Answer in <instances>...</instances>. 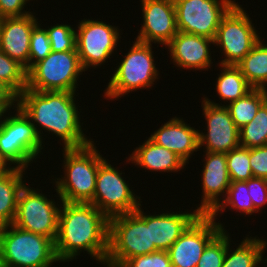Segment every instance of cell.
<instances>
[{
	"mask_svg": "<svg viewBox=\"0 0 267 267\" xmlns=\"http://www.w3.org/2000/svg\"><path fill=\"white\" fill-rule=\"evenodd\" d=\"M75 95L68 91L25 89L17 97V106L31 120L42 142L45 143L42 137L44 130L59 137L63 149L82 148L92 143L93 139L83 133L85 128L82 129Z\"/></svg>",
	"mask_w": 267,
	"mask_h": 267,
	"instance_id": "6da1fadb",
	"label": "cell"
},
{
	"mask_svg": "<svg viewBox=\"0 0 267 267\" xmlns=\"http://www.w3.org/2000/svg\"><path fill=\"white\" fill-rule=\"evenodd\" d=\"M109 218L91 203L61 202L55 253L61 262L77 259L82 251L105 264ZM81 252V253H80Z\"/></svg>",
	"mask_w": 267,
	"mask_h": 267,
	"instance_id": "7a4b0ae2",
	"label": "cell"
},
{
	"mask_svg": "<svg viewBox=\"0 0 267 267\" xmlns=\"http://www.w3.org/2000/svg\"><path fill=\"white\" fill-rule=\"evenodd\" d=\"M95 145L93 141L82 148L62 150L64 176H60L62 179L52 178L58 200L71 203L92 202L99 166L107 159Z\"/></svg>",
	"mask_w": 267,
	"mask_h": 267,
	"instance_id": "3957f363",
	"label": "cell"
},
{
	"mask_svg": "<svg viewBox=\"0 0 267 267\" xmlns=\"http://www.w3.org/2000/svg\"><path fill=\"white\" fill-rule=\"evenodd\" d=\"M151 244L150 215L142 211L109 218L108 254L104 266L120 267L127 259L156 252Z\"/></svg>",
	"mask_w": 267,
	"mask_h": 267,
	"instance_id": "277c9868",
	"label": "cell"
},
{
	"mask_svg": "<svg viewBox=\"0 0 267 267\" xmlns=\"http://www.w3.org/2000/svg\"><path fill=\"white\" fill-rule=\"evenodd\" d=\"M58 261L52 239L13 224L0 227V266L51 267Z\"/></svg>",
	"mask_w": 267,
	"mask_h": 267,
	"instance_id": "5b68a950",
	"label": "cell"
},
{
	"mask_svg": "<svg viewBox=\"0 0 267 267\" xmlns=\"http://www.w3.org/2000/svg\"><path fill=\"white\" fill-rule=\"evenodd\" d=\"M129 50L116 66L117 68L115 67L104 91V97L108 98L107 100L114 98L117 100L138 89H151L160 77L159 68L156 67L154 60L152 44L135 40Z\"/></svg>",
	"mask_w": 267,
	"mask_h": 267,
	"instance_id": "8992f818",
	"label": "cell"
},
{
	"mask_svg": "<svg viewBox=\"0 0 267 267\" xmlns=\"http://www.w3.org/2000/svg\"><path fill=\"white\" fill-rule=\"evenodd\" d=\"M11 113L0 114V151L15 168L27 171L30 164L39 158L44 143L31 120L18 106L14 109L15 114Z\"/></svg>",
	"mask_w": 267,
	"mask_h": 267,
	"instance_id": "52a82bcc",
	"label": "cell"
},
{
	"mask_svg": "<svg viewBox=\"0 0 267 267\" xmlns=\"http://www.w3.org/2000/svg\"><path fill=\"white\" fill-rule=\"evenodd\" d=\"M84 72L77 50L53 52L27 71L26 89L33 91L76 92Z\"/></svg>",
	"mask_w": 267,
	"mask_h": 267,
	"instance_id": "ba28073f",
	"label": "cell"
},
{
	"mask_svg": "<svg viewBox=\"0 0 267 267\" xmlns=\"http://www.w3.org/2000/svg\"><path fill=\"white\" fill-rule=\"evenodd\" d=\"M240 3H236L222 18L214 39L224 56L218 64L237 65L260 41L254 23Z\"/></svg>",
	"mask_w": 267,
	"mask_h": 267,
	"instance_id": "9c48e42d",
	"label": "cell"
},
{
	"mask_svg": "<svg viewBox=\"0 0 267 267\" xmlns=\"http://www.w3.org/2000/svg\"><path fill=\"white\" fill-rule=\"evenodd\" d=\"M40 189L25 184L20 190L13 225L36 234L44 235L54 242L58 233L59 213L57 201L48 199ZM57 202V203H56Z\"/></svg>",
	"mask_w": 267,
	"mask_h": 267,
	"instance_id": "30bf717a",
	"label": "cell"
},
{
	"mask_svg": "<svg viewBox=\"0 0 267 267\" xmlns=\"http://www.w3.org/2000/svg\"><path fill=\"white\" fill-rule=\"evenodd\" d=\"M105 160L98 169L96 189L91 204L95 205L108 218L135 212L142 203L130 183L122 177V171L115 169Z\"/></svg>",
	"mask_w": 267,
	"mask_h": 267,
	"instance_id": "8fae6325",
	"label": "cell"
},
{
	"mask_svg": "<svg viewBox=\"0 0 267 267\" xmlns=\"http://www.w3.org/2000/svg\"><path fill=\"white\" fill-rule=\"evenodd\" d=\"M77 25L76 50L85 71L107 63L113 56L120 41V30L106 22L83 19Z\"/></svg>",
	"mask_w": 267,
	"mask_h": 267,
	"instance_id": "7c38bea8",
	"label": "cell"
},
{
	"mask_svg": "<svg viewBox=\"0 0 267 267\" xmlns=\"http://www.w3.org/2000/svg\"><path fill=\"white\" fill-rule=\"evenodd\" d=\"M178 31L215 39L222 18L235 0H174Z\"/></svg>",
	"mask_w": 267,
	"mask_h": 267,
	"instance_id": "4fadbf2b",
	"label": "cell"
},
{
	"mask_svg": "<svg viewBox=\"0 0 267 267\" xmlns=\"http://www.w3.org/2000/svg\"><path fill=\"white\" fill-rule=\"evenodd\" d=\"M202 112L207 122L204 132L199 130V149L207 152L228 153L240 146L239 129L232 120L228 108L204 97Z\"/></svg>",
	"mask_w": 267,
	"mask_h": 267,
	"instance_id": "5bb4252c",
	"label": "cell"
},
{
	"mask_svg": "<svg viewBox=\"0 0 267 267\" xmlns=\"http://www.w3.org/2000/svg\"><path fill=\"white\" fill-rule=\"evenodd\" d=\"M223 224L209 214H201L168 249L172 267H196L207 244Z\"/></svg>",
	"mask_w": 267,
	"mask_h": 267,
	"instance_id": "9a60e30c",
	"label": "cell"
},
{
	"mask_svg": "<svg viewBox=\"0 0 267 267\" xmlns=\"http://www.w3.org/2000/svg\"><path fill=\"white\" fill-rule=\"evenodd\" d=\"M143 25L135 40L167 45L178 32L174 0H140Z\"/></svg>",
	"mask_w": 267,
	"mask_h": 267,
	"instance_id": "2e32d148",
	"label": "cell"
},
{
	"mask_svg": "<svg viewBox=\"0 0 267 267\" xmlns=\"http://www.w3.org/2000/svg\"><path fill=\"white\" fill-rule=\"evenodd\" d=\"M202 170L201 203L197 210L201 214H210L226 197L231 179L227 167L226 153L204 151ZM223 197V198H221Z\"/></svg>",
	"mask_w": 267,
	"mask_h": 267,
	"instance_id": "e0dca14e",
	"label": "cell"
},
{
	"mask_svg": "<svg viewBox=\"0 0 267 267\" xmlns=\"http://www.w3.org/2000/svg\"><path fill=\"white\" fill-rule=\"evenodd\" d=\"M34 12L0 18V50L29 70L31 32L38 24Z\"/></svg>",
	"mask_w": 267,
	"mask_h": 267,
	"instance_id": "ac0fdd59",
	"label": "cell"
},
{
	"mask_svg": "<svg viewBox=\"0 0 267 267\" xmlns=\"http://www.w3.org/2000/svg\"><path fill=\"white\" fill-rule=\"evenodd\" d=\"M212 44L214 40L208 37L178 31L165 48H168L170 59L177 67L208 71L213 64L210 49Z\"/></svg>",
	"mask_w": 267,
	"mask_h": 267,
	"instance_id": "d6986e66",
	"label": "cell"
},
{
	"mask_svg": "<svg viewBox=\"0 0 267 267\" xmlns=\"http://www.w3.org/2000/svg\"><path fill=\"white\" fill-rule=\"evenodd\" d=\"M198 129L180 117H173L154 131L149 139L179 156L186 164L194 152L200 151Z\"/></svg>",
	"mask_w": 267,
	"mask_h": 267,
	"instance_id": "ffe728a7",
	"label": "cell"
},
{
	"mask_svg": "<svg viewBox=\"0 0 267 267\" xmlns=\"http://www.w3.org/2000/svg\"><path fill=\"white\" fill-rule=\"evenodd\" d=\"M162 212L161 214H150L151 244L156 250L168 251L173 243L183 232L201 215L195 208L193 212Z\"/></svg>",
	"mask_w": 267,
	"mask_h": 267,
	"instance_id": "44dd1931",
	"label": "cell"
},
{
	"mask_svg": "<svg viewBox=\"0 0 267 267\" xmlns=\"http://www.w3.org/2000/svg\"><path fill=\"white\" fill-rule=\"evenodd\" d=\"M138 146L126 159V163L131 162L135 167L139 166L151 172L159 171V173L180 172L184 167L186 168L185 165H188L175 153L155 144L149 138Z\"/></svg>",
	"mask_w": 267,
	"mask_h": 267,
	"instance_id": "7402d4cb",
	"label": "cell"
},
{
	"mask_svg": "<svg viewBox=\"0 0 267 267\" xmlns=\"http://www.w3.org/2000/svg\"><path fill=\"white\" fill-rule=\"evenodd\" d=\"M230 242L232 241L227 244L222 267H260V264H267V257H263L267 248L266 239L247 235L233 250Z\"/></svg>",
	"mask_w": 267,
	"mask_h": 267,
	"instance_id": "603a6c76",
	"label": "cell"
},
{
	"mask_svg": "<svg viewBox=\"0 0 267 267\" xmlns=\"http://www.w3.org/2000/svg\"><path fill=\"white\" fill-rule=\"evenodd\" d=\"M25 170H14L0 175V227L12 224L17 210L20 190L24 187Z\"/></svg>",
	"mask_w": 267,
	"mask_h": 267,
	"instance_id": "cb8c5ba5",
	"label": "cell"
},
{
	"mask_svg": "<svg viewBox=\"0 0 267 267\" xmlns=\"http://www.w3.org/2000/svg\"><path fill=\"white\" fill-rule=\"evenodd\" d=\"M253 89L267 90V43L260 41L236 65Z\"/></svg>",
	"mask_w": 267,
	"mask_h": 267,
	"instance_id": "d4e9b609",
	"label": "cell"
},
{
	"mask_svg": "<svg viewBox=\"0 0 267 267\" xmlns=\"http://www.w3.org/2000/svg\"><path fill=\"white\" fill-rule=\"evenodd\" d=\"M216 81V93L219 99L223 100L225 106L237 99L245 96L253 88L236 65H221ZM226 102V103H225Z\"/></svg>",
	"mask_w": 267,
	"mask_h": 267,
	"instance_id": "484cf974",
	"label": "cell"
},
{
	"mask_svg": "<svg viewBox=\"0 0 267 267\" xmlns=\"http://www.w3.org/2000/svg\"><path fill=\"white\" fill-rule=\"evenodd\" d=\"M267 100V90L252 89L245 96L226 105L230 116L240 130L257 114L260 106Z\"/></svg>",
	"mask_w": 267,
	"mask_h": 267,
	"instance_id": "4316f807",
	"label": "cell"
},
{
	"mask_svg": "<svg viewBox=\"0 0 267 267\" xmlns=\"http://www.w3.org/2000/svg\"><path fill=\"white\" fill-rule=\"evenodd\" d=\"M227 207L233 209V211L236 210L241 215L251 216L258 213L254 209L251 197L249 196L247 181H231L226 197L209 215L216 221L218 215H221Z\"/></svg>",
	"mask_w": 267,
	"mask_h": 267,
	"instance_id": "83f0119b",
	"label": "cell"
},
{
	"mask_svg": "<svg viewBox=\"0 0 267 267\" xmlns=\"http://www.w3.org/2000/svg\"><path fill=\"white\" fill-rule=\"evenodd\" d=\"M239 137L242 147L251 149L267 145V100L255 117L239 130Z\"/></svg>",
	"mask_w": 267,
	"mask_h": 267,
	"instance_id": "f1b7e54d",
	"label": "cell"
},
{
	"mask_svg": "<svg viewBox=\"0 0 267 267\" xmlns=\"http://www.w3.org/2000/svg\"><path fill=\"white\" fill-rule=\"evenodd\" d=\"M0 81L17 97L26 89L27 71L0 50Z\"/></svg>",
	"mask_w": 267,
	"mask_h": 267,
	"instance_id": "f546056e",
	"label": "cell"
},
{
	"mask_svg": "<svg viewBox=\"0 0 267 267\" xmlns=\"http://www.w3.org/2000/svg\"><path fill=\"white\" fill-rule=\"evenodd\" d=\"M231 237L226 229H222L205 247L196 267H222Z\"/></svg>",
	"mask_w": 267,
	"mask_h": 267,
	"instance_id": "4dcf8cb0",
	"label": "cell"
},
{
	"mask_svg": "<svg viewBox=\"0 0 267 267\" xmlns=\"http://www.w3.org/2000/svg\"><path fill=\"white\" fill-rule=\"evenodd\" d=\"M231 181H247L253 177L250 166V149L239 146L226 153Z\"/></svg>",
	"mask_w": 267,
	"mask_h": 267,
	"instance_id": "1f68e13d",
	"label": "cell"
},
{
	"mask_svg": "<svg viewBox=\"0 0 267 267\" xmlns=\"http://www.w3.org/2000/svg\"><path fill=\"white\" fill-rule=\"evenodd\" d=\"M53 52H65L76 49V27L69 24H55L45 27Z\"/></svg>",
	"mask_w": 267,
	"mask_h": 267,
	"instance_id": "d6a6232c",
	"label": "cell"
},
{
	"mask_svg": "<svg viewBox=\"0 0 267 267\" xmlns=\"http://www.w3.org/2000/svg\"><path fill=\"white\" fill-rule=\"evenodd\" d=\"M52 51L46 29L38 23L31 32L29 69L37 62L45 59Z\"/></svg>",
	"mask_w": 267,
	"mask_h": 267,
	"instance_id": "836d02e7",
	"label": "cell"
},
{
	"mask_svg": "<svg viewBox=\"0 0 267 267\" xmlns=\"http://www.w3.org/2000/svg\"><path fill=\"white\" fill-rule=\"evenodd\" d=\"M120 267H172L168 251H156L127 259Z\"/></svg>",
	"mask_w": 267,
	"mask_h": 267,
	"instance_id": "e575fe53",
	"label": "cell"
},
{
	"mask_svg": "<svg viewBox=\"0 0 267 267\" xmlns=\"http://www.w3.org/2000/svg\"><path fill=\"white\" fill-rule=\"evenodd\" d=\"M247 187L254 209L259 213L267 205V179L252 177L247 180Z\"/></svg>",
	"mask_w": 267,
	"mask_h": 267,
	"instance_id": "d590c367",
	"label": "cell"
},
{
	"mask_svg": "<svg viewBox=\"0 0 267 267\" xmlns=\"http://www.w3.org/2000/svg\"><path fill=\"white\" fill-rule=\"evenodd\" d=\"M250 166L253 177L267 179V145L250 149Z\"/></svg>",
	"mask_w": 267,
	"mask_h": 267,
	"instance_id": "8d00e7d4",
	"label": "cell"
},
{
	"mask_svg": "<svg viewBox=\"0 0 267 267\" xmlns=\"http://www.w3.org/2000/svg\"><path fill=\"white\" fill-rule=\"evenodd\" d=\"M32 0H0V18L24 16L32 13L25 11L24 7Z\"/></svg>",
	"mask_w": 267,
	"mask_h": 267,
	"instance_id": "74e56055",
	"label": "cell"
},
{
	"mask_svg": "<svg viewBox=\"0 0 267 267\" xmlns=\"http://www.w3.org/2000/svg\"><path fill=\"white\" fill-rule=\"evenodd\" d=\"M17 106V96L0 81V114Z\"/></svg>",
	"mask_w": 267,
	"mask_h": 267,
	"instance_id": "f35d334b",
	"label": "cell"
},
{
	"mask_svg": "<svg viewBox=\"0 0 267 267\" xmlns=\"http://www.w3.org/2000/svg\"><path fill=\"white\" fill-rule=\"evenodd\" d=\"M11 165L12 164L5 158V156L0 151V175L14 170L15 166Z\"/></svg>",
	"mask_w": 267,
	"mask_h": 267,
	"instance_id": "ab89813d",
	"label": "cell"
}]
</instances>
